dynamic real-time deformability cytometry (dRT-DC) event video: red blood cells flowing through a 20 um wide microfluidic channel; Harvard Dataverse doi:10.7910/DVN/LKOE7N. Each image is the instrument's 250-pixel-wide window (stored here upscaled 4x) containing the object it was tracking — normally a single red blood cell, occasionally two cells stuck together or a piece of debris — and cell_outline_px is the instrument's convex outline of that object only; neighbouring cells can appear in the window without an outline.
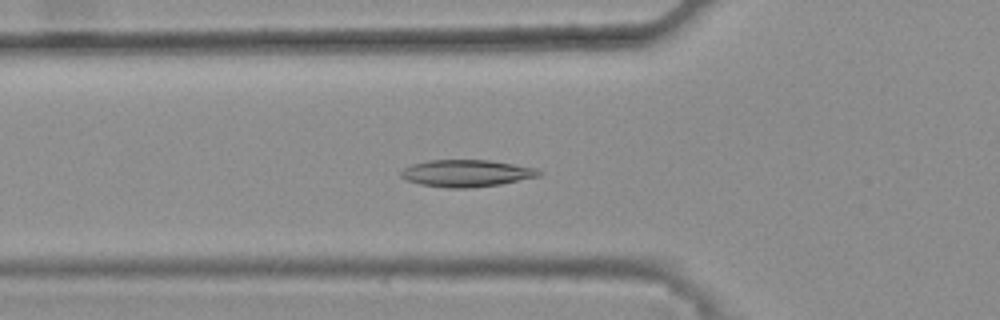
{"species": "common noctule bat (a hibernating species)", "species_latin": "Nyctalus noctula", "temperature_condition": "warm", "stored_images_in_passage": 45, "camera_frame_rate_fps": 3000, "um_per_image_px": 0.085, "animal": {"sex": "female", "body_mass_g": 25.1}, "frame": {"image": 1, "passage_image": 18, "time_ms": 5.667, "image_size_px": [1000, 320], "cell_outline_px": [[544, 172], [540, 176], [500, 184], [468, 188], [448, 188], [420, 184], [408, 180], [400, 176], [400, 172], [404, 168], [412, 164], [428, 160], [488, 160], [536, 168]], "centroid_in_image_um": [39.65, 14.72], "position_along_channel_um": 86.1, "area_um2": 21.62}}
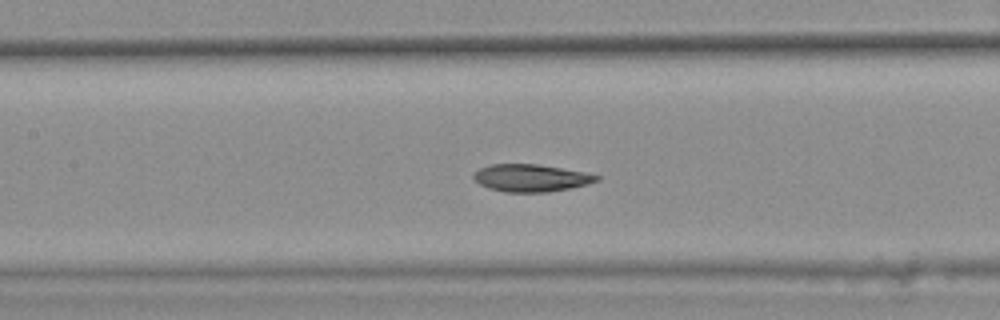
{"frame": {"image": 2, "passage_image": 24, "time_ms": 7.667, "image_size_px": [1000, 320], "cell_outline_px": [[600, 180], [588, 184], [548, 192], [504, 192], [488, 188], [480, 184], [472, 176], [480, 168], [492, 164], [536, 164], [584, 172], [600, 176]], "centroid_in_image_um": [45.13, 15.13], "position_along_channel_um": 162.3, "area_um2": 19.42}}
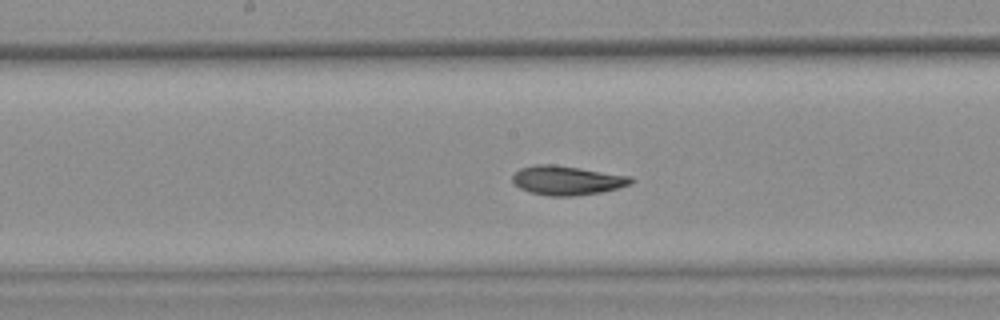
{"frame": {"image": 3, "passage_image": 27, "time_ms": 8.667, "image_size_px": [1000, 320], "cell_outline_px": [[632, 184], [600, 192], [576, 196], [548, 196], [528, 192], [520, 188], [512, 180], [512, 176], [520, 168], [536, 164], [552, 164], [580, 168], [632, 176]], "centroid_in_image_um": [48.18, 15.33], "position_along_channel_um": 200.0, "area_um2": 20.11}, "authors_computed_cell_mechanics": {"area_um2": 20.2878, "velocity_mm_per_s": 3.7941, "shape_relaxation_time_tau1_ms": 6.2734, "shape_relaxation_time_tau2_ms": 2.4372, "deformation_change_tau1": 0.1804, "deformation_change_tau2": 0.0802}}